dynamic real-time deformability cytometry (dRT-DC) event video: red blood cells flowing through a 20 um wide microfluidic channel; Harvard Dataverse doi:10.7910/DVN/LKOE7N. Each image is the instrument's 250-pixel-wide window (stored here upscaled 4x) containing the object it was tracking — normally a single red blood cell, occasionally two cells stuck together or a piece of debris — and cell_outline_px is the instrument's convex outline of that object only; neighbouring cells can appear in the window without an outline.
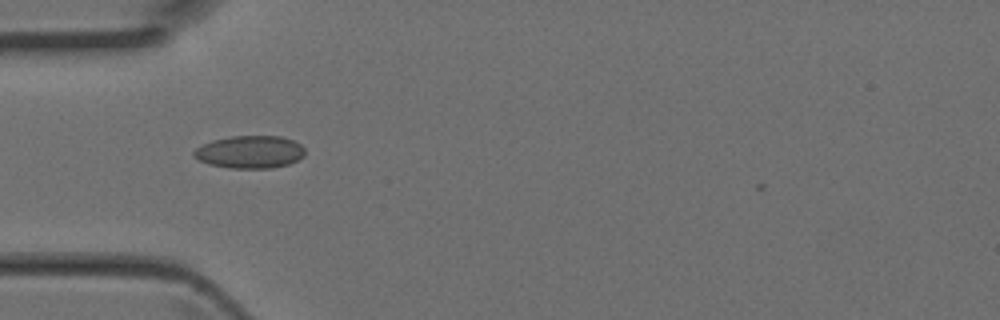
{"species": "Egyptian fruit bat (a non-hibernating species)", "species_latin": "Rousettus aegyptiacus", "temperature_condition": "room temperature", "stored_images_in_passage": 33, "camera_frame_rate_fps": 3000, "um_per_image_px": 0.085, "animal": {"sex": "female"}, "frame": {"image": 1, "passage_image": 2, "time_ms": 0.333, "image_size_px": [1000, 320], "cell_outline_px": [[304, 156], [288, 164], [272, 168], [232, 168], [208, 164], [192, 156], [192, 152], [196, 148], [212, 140], [232, 136], [280, 136], [292, 140], [300, 144], [304, 148]], "centroid_in_image_um": [21.23, 12.92], "position_along_channel_um": 63.8, "area_um2": 21.04}}
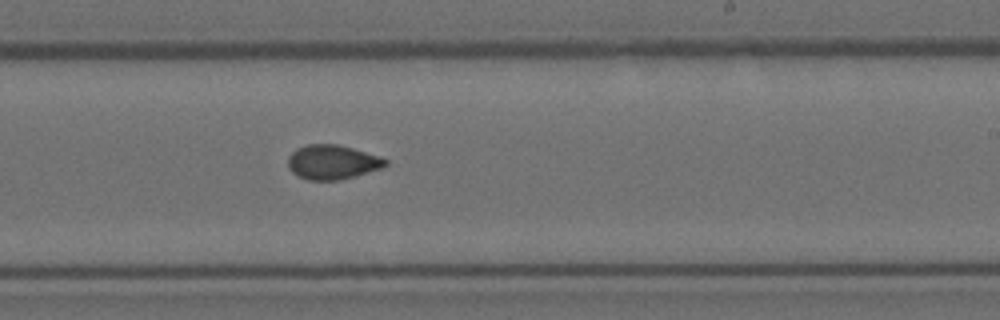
{"frame": {"image": 2, "passage_image": 15, "time_ms": 4.667, "image_size_px": [1000, 320], "cell_outline_px": [[388, 164], [384, 168], [340, 180], [308, 180], [292, 172], [288, 168], [288, 156], [296, 148], [308, 144], [336, 144], [352, 148], [380, 156], [388, 160]], "centroid_in_image_um": [28.27, 13.78], "position_along_channel_um": 260.7, "area_um2": 19.65}}
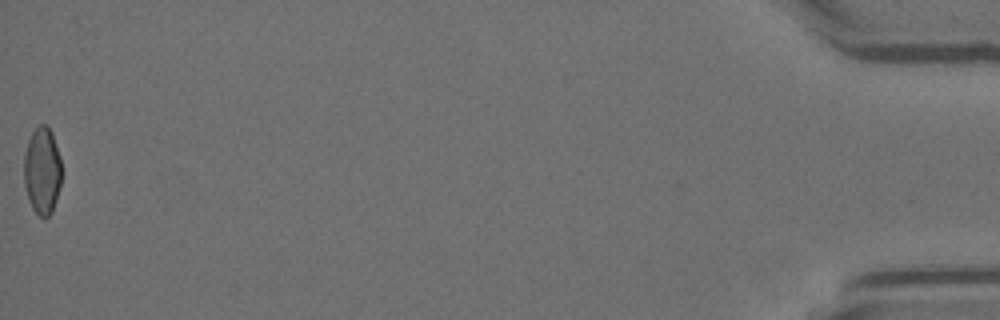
{"frame": {"image": 3, "passage_image": 33, "time_ms": 10.667, "image_size_px": [1000, 320], "cell_outline_px": [[60, 184], [56, 200], [52, 212], [48, 216], [40, 216], [32, 208], [28, 200], [24, 184], [24, 156], [28, 140], [32, 132], [40, 124], [44, 124], [52, 132], [60, 156]], "centroid_in_image_um": [3.57, 14.51], "position_along_channel_um": 431.6, "area_um2": 18.96}}